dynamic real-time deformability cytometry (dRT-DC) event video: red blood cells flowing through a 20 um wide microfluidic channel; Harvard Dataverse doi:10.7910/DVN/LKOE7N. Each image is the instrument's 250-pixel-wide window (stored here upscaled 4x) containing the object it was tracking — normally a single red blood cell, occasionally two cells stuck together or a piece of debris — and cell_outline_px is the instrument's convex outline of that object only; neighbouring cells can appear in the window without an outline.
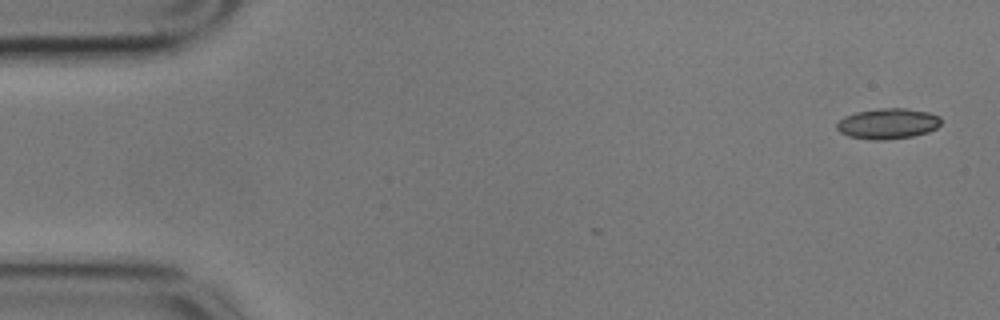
{"species": "common noctule bat (a hibernating species)", "species_latin": "Nyctalus noctula", "temperature_condition": "cold", "stored_images_in_passage": 2, "camera_frame_rate_fps": 3000, "um_per_image_px": 0.085, "animal": {"sex": "male", "body_mass_g": 17.9}, "frame": {"image": 1, "passage_image": 2, "time_ms": 0.333, "image_size_px": [1000, 320], "cell_outline_px": [[940, 124], [936, 128], [928, 132], [912, 136], [884, 140], [872, 140], [848, 136], [840, 132], [836, 128], [836, 124], [844, 116], [856, 112], [876, 108], [904, 108], [928, 112], [940, 116]], "centroid_in_image_um": [75.44, 10.5], "position_along_channel_um": 9.6, "area_um2": 18.61}}